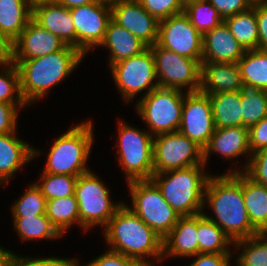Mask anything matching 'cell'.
I'll return each instance as SVG.
<instances>
[{"label": "cell", "mask_w": 267, "mask_h": 266, "mask_svg": "<svg viewBox=\"0 0 267 266\" xmlns=\"http://www.w3.org/2000/svg\"><path fill=\"white\" fill-rule=\"evenodd\" d=\"M121 123V124H120ZM119 123V163L126 173L127 181L151 180L153 170V135L147 131ZM120 152V153H119Z\"/></svg>", "instance_id": "cell-8"}, {"label": "cell", "mask_w": 267, "mask_h": 266, "mask_svg": "<svg viewBox=\"0 0 267 266\" xmlns=\"http://www.w3.org/2000/svg\"><path fill=\"white\" fill-rule=\"evenodd\" d=\"M32 19L66 45L75 47V28L70 9L58 3L42 5L32 10Z\"/></svg>", "instance_id": "cell-20"}, {"label": "cell", "mask_w": 267, "mask_h": 266, "mask_svg": "<svg viewBox=\"0 0 267 266\" xmlns=\"http://www.w3.org/2000/svg\"><path fill=\"white\" fill-rule=\"evenodd\" d=\"M31 19L32 10L27 0H0V34L12 43Z\"/></svg>", "instance_id": "cell-26"}, {"label": "cell", "mask_w": 267, "mask_h": 266, "mask_svg": "<svg viewBox=\"0 0 267 266\" xmlns=\"http://www.w3.org/2000/svg\"><path fill=\"white\" fill-rule=\"evenodd\" d=\"M263 6L267 7V0H265L263 3H262Z\"/></svg>", "instance_id": "cell-55"}, {"label": "cell", "mask_w": 267, "mask_h": 266, "mask_svg": "<svg viewBox=\"0 0 267 266\" xmlns=\"http://www.w3.org/2000/svg\"><path fill=\"white\" fill-rule=\"evenodd\" d=\"M265 0H248V2L254 6V5H259L262 4Z\"/></svg>", "instance_id": "cell-53"}, {"label": "cell", "mask_w": 267, "mask_h": 266, "mask_svg": "<svg viewBox=\"0 0 267 266\" xmlns=\"http://www.w3.org/2000/svg\"><path fill=\"white\" fill-rule=\"evenodd\" d=\"M156 67V80L159 87L198 92L201 85L202 59H191L174 51L160 47L157 43L150 46Z\"/></svg>", "instance_id": "cell-10"}, {"label": "cell", "mask_w": 267, "mask_h": 266, "mask_svg": "<svg viewBox=\"0 0 267 266\" xmlns=\"http://www.w3.org/2000/svg\"><path fill=\"white\" fill-rule=\"evenodd\" d=\"M249 147L251 154L267 148V116L249 128Z\"/></svg>", "instance_id": "cell-43"}, {"label": "cell", "mask_w": 267, "mask_h": 266, "mask_svg": "<svg viewBox=\"0 0 267 266\" xmlns=\"http://www.w3.org/2000/svg\"><path fill=\"white\" fill-rule=\"evenodd\" d=\"M252 8L257 17L259 49L267 50V7L259 4L252 6Z\"/></svg>", "instance_id": "cell-47"}, {"label": "cell", "mask_w": 267, "mask_h": 266, "mask_svg": "<svg viewBox=\"0 0 267 266\" xmlns=\"http://www.w3.org/2000/svg\"><path fill=\"white\" fill-rule=\"evenodd\" d=\"M13 64V43L3 34H0V65Z\"/></svg>", "instance_id": "cell-48"}, {"label": "cell", "mask_w": 267, "mask_h": 266, "mask_svg": "<svg viewBox=\"0 0 267 266\" xmlns=\"http://www.w3.org/2000/svg\"><path fill=\"white\" fill-rule=\"evenodd\" d=\"M157 44L179 55L202 59L203 35L184 11L159 21Z\"/></svg>", "instance_id": "cell-13"}, {"label": "cell", "mask_w": 267, "mask_h": 266, "mask_svg": "<svg viewBox=\"0 0 267 266\" xmlns=\"http://www.w3.org/2000/svg\"><path fill=\"white\" fill-rule=\"evenodd\" d=\"M67 45L56 35L31 19L13 42V59H32L64 49Z\"/></svg>", "instance_id": "cell-17"}, {"label": "cell", "mask_w": 267, "mask_h": 266, "mask_svg": "<svg viewBox=\"0 0 267 266\" xmlns=\"http://www.w3.org/2000/svg\"><path fill=\"white\" fill-rule=\"evenodd\" d=\"M198 258L190 266H229L231 254L198 253Z\"/></svg>", "instance_id": "cell-46"}, {"label": "cell", "mask_w": 267, "mask_h": 266, "mask_svg": "<svg viewBox=\"0 0 267 266\" xmlns=\"http://www.w3.org/2000/svg\"><path fill=\"white\" fill-rule=\"evenodd\" d=\"M242 127L250 128L267 116V91L241 90Z\"/></svg>", "instance_id": "cell-32"}, {"label": "cell", "mask_w": 267, "mask_h": 266, "mask_svg": "<svg viewBox=\"0 0 267 266\" xmlns=\"http://www.w3.org/2000/svg\"><path fill=\"white\" fill-rule=\"evenodd\" d=\"M92 127L88 120L56 139L43 173L79 176L90 171L85 164L93 144Z\"/></svg>", "instance_id": "cell-5"}, {"label": "cell", "mask_w": 267, "mask_h": 266, "mask_svg": "<svg viewBox=\"0 0 267 266\" xmlns=\"http://www.w3.org/2000/svg\"><path fill=\"white\" fill-rule=\"evenodd\" d=\"M85 266H145L141 262L121 253L109 250Z\"/></svg>", "instance_id": "cell-41"}, {"label": "cell", "mask_w": 267, "mask_h": 266, "mask_svg": "<svg viewBox=\"0 0 267 266\" xmlns=\"http://www.w3.org/2000/svg\"><path fill=\"white\" fill-rule=\"evenodd\" d=\"M14 266H79L78 260L63 258H24L15 255Z\"/></svg>", "instance_id": "cell-44"}, {"label": "cell", "mask_w": 267, "mask_h": 266, "mask_svg": "<svg viewBox=\"0 0 267 266\" xmlns=\"http://www.w3.org/2000/svg\"><path fill=\"white\" fill-rule=\"evenodd\" d=\"M114 82L126 102L130 101L139 92L147 88L144 95L159 87L155 58L150 47L141 54L120 60L110 66Z\"/></svg>", "instance_id": "cell-12"}, {"label": "cell", "mask_w": 267, "mask_h": 266, "mask_svg": "<svg viewBox=\"0 0 267 266\" xmlns=\"http://www.w3.org/2000/svg\"><path fill=\"white\" fill-rule=\"evenodd\" d=\"M215 129L209 95L200 91L187 92L178 131L204 149Z\"/></svg>", "instance_id": "cell-14"}, {"label": "cell", "mask_w": 267, "mask_h": 266, "mask_svg": "<svg viewBox=\"0 0 267 266\" xmlns=\"http://www.w3.org/2000/svg\"><path fill=\"white\" fill-rule=\"evenodd\" d=\"M249 163L244 167V172L254 181L267 187V148L251 154Z\"/></svg>", "instance_id": "cell-40"}, {"label": "cell", "mask_w": 267, "mask_h": 266, "mask_svg": "<svg viewBox=\"0 0 267 266\" xmlns=\"http://www.w3.org/2000/svg\"><path fill=\"white\" fill-rule=\"evenodd\" d=\"M205 165L203 149L179 131L153 137L154 174Z\"/></svg>", "instance_id": "cell-11"}, {"label": "cell", "mask_w": 267, "mask_h": 266, "mask_svg": "<svg viewBox=\"0 0 267 266\" xmlns=\"http://www.w3.org/2000/svg\"><path fill=\"white\" fill-rule=\"evenodd\" d=\"M94 1L97 3L112 7L113 5H116L117 3H119L122 0H94Z\"/></svg>", "instance_id": "cell-52"}, {"label": "cell", "mask_w": 267, "mask_h": 266, "mask_svg": "<svg viewBox=\"0 0 267 266\" xmlns=\"http://www.w3.org/2000/svg\"><path fill=\"white\" fill-rule=\"evenodd\" d=\"M244 248L237 258L238 266H267V235H257L233 242Z\"/></svg>", "instance_id": "cell-35"}, {"label": "cell", "mask_w": 267, "mask_h": 266, "mask_svg": "<svg viewBox=\"0 0 267 266\" xmlns=\"http://www.w3.org/2000/svg\"><path fill=\"white\" fill-rule=\"evenodd\" d=\"M15 93L17 94L16 98L13 95ZM0 102L20 105L19 108L27 105L20 92L19 72L14 63L4 67V71L0 74Z\"/></svg>", "instance_id": "cell-38"}, {"label": "cell", "mask_w": 267, "mask_h": 266, "mask_svg": "<svg viewBox=\"0 0 267 266\" xmlns=\"http://www.w3.org/2000/svg\"><path fill=\"white\" fill-rule=\"evenodd\" d=\"M224 22L245 51L259 49L257 17L252 7L245 12L227 17Z\"/></svg>", "instance_id": "cell-30"}, {"label": "cell", "mask_w": 267, "mask_h": 266, "mask_svg": "<svg viewBox=\"0 0 267 266\" xmlns=\"http://www.w3.org/2000/svg\"><path fill=\"white\" fill-rule=\"evenodd\" d=\"M110 49V66L120 60L141 54L148 46L128 30L109 21L104 39L99 45Z\"/></svg>", "instance_id": "cell-24"}, {"label": "cell", "mask_w": 267, "mask_h": 266, "mask_svg": "<svg viewBox=\"0 0 267 266\" xmlns=\"http://www.w3.org/2000/svg\"><path fill=\"white\" fill-rule=\"evenodd\" d=\"M75 28V48L83 55L102 43L109 21L111 7L97 2L71 8Z\"/></svg>", "instance_id": "cell-15"}, {"label": "cell", "mask_w": 267, "mask_h": 266, "mask_svg": "<svg viewBox=\"0 0 267 266\" xmlns=\"http://www.w3.org/2000/svg\"><path fill=\"white\" fill-rule=\"evenodd\" d=\"M237 66L244 88L267 91V50H246Z\"/></svg>", "instance_id": "cell-28"}, {"label": "cell", "mask_w": 267, "mask_h": 266, "mask_svg": "<svg viewBox=\"0 0 267 266\" xmlns=\"http://www.w3.org/2000/svg\"><path fill=\"white\" fill-rule=\"evenodd\" d=\"M46 216L61 235L74 222L79 223V209L75 194L47 200Z\"/></svg>", "instance_id": "cell-31"}, {"label": "cell", "mask_w": 267, "mask_h": 266, "mask_svg": "<svg viewBox=\"0 0 267 266\" xmlns=\"http://www.w3.org/2000/svg\"><path fill=\"white\" fill-rule=\"evenodd\" d=\"M95 2L94 0H58V4L65 6L68 9L86 5Z\"/></svg>", "instance_id": "cell-50"}, {"label": "cell", "mask_w": 267, "mask_h": 266, "mask_svg": "<svg viewBox=\"0 0 267 266\" xmlns=\"http://www.w3.org/2000/svg\"><path fill=\"white\" fill-rule=\"evenodd\" d=\"M75 197L79 209V225L83 229L93 225H107L122 203H111L109 190L99 178L88 171L78 176Z\"/></svg>", "instance_id": "cell-9"}, {"label": "cell", "mask_w": 267, "mask_h": 266, "mask_svg": "<svg viewBox=\"0 0 267 266\" xmlns=\"http://www.w3.org/2000/svg\"><path fill=\"white\" fill-rule=\"evenodd\" d=\"M184 13L202 35L213 30L224 21L208 0L190 2L184 6Z\"/></svg>", "instance_id": "cell-33"}, {"label": "cell", "mask_w": 267, "mask_h": 266, "mask_svg": "<svg viewBox=\"0 0 267 266\" xmlns=\"http://www.w3.org/2000/svg\"><path fill=\"white\" fill-rule=\"evenodd\" d=\"M223 19L249 10L248 0H208Z\"/></svg>", "instance_id": "cell-42"}, {"label": "cell", "mask_w": 267, "mask_h": 266, "mask_svg": "<svg viewBox=\"0 0 267 266\" xmlns=\"http://www.w3.org/2000/svg\"><path fill=\"white\" fill-rule=\"evenodd\" d=\"M15 133L0 135V184L7 182L20 167L40 154L16 138Z\"/></svg>", "instance_id": "cell-23"}, {"label": "cell", "mask_w": 267, "mask_h": 266, "mask_svg": "<svg viewBox=\"0 0 267 266\" xmlns=\"http://www.w3.org/2000/svg\"><path fill=\"white\" fill-rule=\"evenodd\" d=\"M184 5L189 4L190 2L198 1V0H182Z\"/></svg>", "instance_id": "cell-54"}, {"label": "cell", "mask_w": 267, "mask_h": 266, "mask_svg": "<svg viewBox=\"0 0 267 266\" xmlns=\"http://www.w3.org/2000/svg\"><path fill=\"white\" fill-rule=\"evenodd\" d=\"M40 188L42 195L47 199H56L74 195L78 176L42 173Z\"/></svg>", "instance_id": "cell-36"}, {"label": "cell", "mask_w": 267, "mask_h": 266, "mask_svg": "<svg viewBox=\"0 0 267 266\" xmlns=\"http://www.w3.org/2000/svg\"><path fill=\"white\" fill-rule=\"evenodd\" d=\"M244 88L237 63L202 62L200 92L206 95Z\"/></svg>", "instance_id": "cell-19"}, {"label": "cell", "mask_w": 267, "mask_h": 266, "mask_svg": "<svg viewBox=\"0 0 267 266\" xmlns=\"http://www.w3.org/2000/svg\"><path fill=\"white\" fill-rule=\"evenodd\" d=\"M111 19L148 47L157 43L159 20L149 14L137 0H122L113 5Z\"/></svg>", "instance_id": "cell-16"}, {"label": "cell", "mask_w": 267, "mask_h": 266, "mask_svg": "<svg viewBox=\"0 0 267 266\" xmlns=\"http://www.w3.org/2000/svg\"><path fill=\"white\" fill-rule=\"evenodd\" d=\"M141 6L159 21L184 11L182 0H137Z\"/></svg>", "instance_id": "cell-39"}, {"label": "cell", "mask_w": 267, "mask_h": 266, "mask_svg": "<svg viewBox=\"0 0 267 266\" xmlns=\"http://www.w3.org/2000/svg\"><path fill=\"white\" fill-rule=\"evenodd\" d=\"M239 171L210 176L204 192V204L207 200L217 221L203 214L216 223L232 242L259 234L248 217L242 192V170Z\"/></svg>", "instance_id": "cell-1"}, {"label": "cell", "mask_w": 267, "mask_h": 266, "mask_svg": "<svg viewBox=\"0 0 267 266\" xmlns=\"http://www.w3.org/2000/svg\"><path fill=\"white\" fill-rule=\"evenodd\" d=\"M18 107L0 102V135L16 132Z\"/></svg>", "instance_id": "cell-45"}, {"label": "cell", "mask_w": 267, "mask_h": 266, "mask_svg": "<svg viewBox=\"0 0 267 266\" xmlns=\"http://www.w3.org/2000/svg\"><path fill=\"white\" fill-rule=\"evenodd\" d=\"M218 152L226 159H232L249 152V129L246 127L216 128L208 145L203 149V162L206 165L209 154Z\"/></svg>", "instance_id": "cell-21"}, {"label": "cell", "mask_w": 267, "mask_h": 266, "mask_svg": "<svg viewBox=\"0 0 267 266\" xmlns=\"http://www.w3.org/2000/svg\"><path fill=\"white\" fill-rule=\"evenodd\" d=\"M242 192L252 226L267 235V187L242 171Z\"/></svg>", "instance_id": "cell-25"}, {"label": "cell", "mask_w": 267, "mask_h": 266, "mask_svg": "<svg viewBox=\"0 0 267 266\" xmlns=\"http://www.w3.org/2000/svg\"><path fill=\"white\" fill-rule=\"evenodd\" d=\"M104 230L105 240L112 247L110 250L137 260L145 266H152L145 261L146 256L162 261L163 239L126 204L122 203Z\"/></svg>", "instance_id": "cell-2"}, {"label": "cell", "mask_w": 267, "mask_h": 266, "mask_svg": "<svg viewBox=\"0 0 267 266\" xmlns=\"http://www.w3.org/2000/svg\"><path fill=\"white\" fill-rule=\"evenodd\" d=\"M31 10L47 4L57 3L58 0H27Z\"/></svg>", "instance_id": "cell-51"}, {"label": "cell", "mask_w": 267, "mask_h": 266, "mask_svg": "<svg viewBox=\"0 0 267 266\" xmlns=\"http://www.w3.org/2000/svg\"><path fill=\"white\" fill-rule=\"evenodd\" d=\"M84 55L75 47L32 59H13L19 72L20 92L27 105L43 98L53 85L68 77Z\"/></svg>", "instance_id": "cell-3"}, {"label": "cell", "mask_w": 267, "mask_h": 266, "mask_svg": "<svg viewBox=\"0 0 267 266\" xmlns=\"http://www.w3.org/2000/svg\"><path fill=\"white\" fill-rule=\"evenodd\" d=\"M14 259V253L0 247V266H14Z\"/></svg>", "instance_id": "cell-49"}, {"label": "cell", "mask_w": 267, "mask_h": 266, "mask_svg": "<svg viewBox=\"0 0 267 266\" xmlns=\"http://www.w3.org/2000/svg\"><path fill=\"white\" fill-rule=\"evenodd\" d=\"M197 232L198 253L231 254L228 245L232 240L203 213L197 214Z\"/></svg>", "instance_id": "cell-29"}, {"label": "cell", "mask_w": 267, "mask_h": 266, "mask_svg": "<svg viewBox=\"0 0 267 266\" xmlns=\"http://www.w3.org/2000/svg\"><path fill=\"white\" fill-rule=\"evenodd\" d=\"M13 219L15 230L23 241L40 238L57 239L62 236L47 218L46 214Z\"/></svg>", "instance_id": "cell-34"}, {"label": "cell", "mask_w": 267, "mask_h": 266, "mask_svg": "<svg viewBox=\"0 0 267 266\" xmlns=\"http://www.w3.org/2000/svg\"><path fill=\"white\" fill-rule=\"evenodd\" d=\"M216 128L242 127L241 91L209 95Z\"/></svg>", "instance_id": "cell-27"}, {"label": "cell", "mask_w": 267, "mask_h": 266, "mask_svg": "<svg viewBox=\"0 0 267 266\" xmlns=\"http://www.w3.org/2000/svg\"><path fill=\"white\" fill-rule=\"evenodd\" d=\"M185 93L158 87L137 103V111L153 136L177 132L181 123Z\"/></svg>", "instance_id": "cell-7"}, {"label": "cell", "mask_w": 267, "mask_h": 266, "mask_svg": "<svg viewBox=\"0 0 267 266\" xmlns=\"http://www.w3.org/2000/svg\"><path fill=\"white\" fill-rule=\"evenodd\" d=\"M133 207L130 208L161 239H164L180 216L163 198L161 190L152 180L128 182Z\"/></svg>", "instance_id": "cell-6"}, {"label": "cell", "mask_w": 267, "mask_h": 266, "mask_svg": "<svg viewBox=\"0 0 267 266\" xmlns=\"http://www.w3.org/2000/svg\"><path fill=\"white\" fill-rule=\"evenodd\" d=\"M244 52L224 21L203 35L202 62L237 63Z\"/></svg>", "instance_id": "cell-18"}, {"label": "cell", "mask_w": 267, "mask_h": 266, "mask_svg": "<svg viewBox=\"0 0 267 266\" xmlns=\"http://www.w3.org/2000/svg\"><path fill=\"white\" fill-rule=\"evenodd\" d=\"M29 187L21 199L13 205V218L36 217L46 214L47 199L42 195L36 183Z\"/></svg>", "instance_id": "cell-37"}, {"label": "cell", "mask_w": 267, "mask_h": 266, "mask_svg": "<svg viewBox=\"0 0 267 266\" xmlns=\"http://www.w3.org/2000/svg\"><path fill=\"white\" fill-rule=\"evenodd\" d=\"M197 215L184 216L163 239V256H196L198 254Z\"/></svg>", "instance_id": "cell-22"}, {"label": "cell", "mask_w": 267, "mask_h": 266, "mask_svg": "<svg viewBox=\"0 0 267 266\" xmlns=\"http://www.w3.org/2000/svg\"><path fill=\"white\" fill-rule=\"evenodd\" d=\"M201 166L205 167L194 165L152 176L151 180L161 190L163 198L180 217L203 213L205 187L211 175H206ZM167 174L169 176H163Z\"/></svg>", "instance_id": "cell-4"}]
</instances>
